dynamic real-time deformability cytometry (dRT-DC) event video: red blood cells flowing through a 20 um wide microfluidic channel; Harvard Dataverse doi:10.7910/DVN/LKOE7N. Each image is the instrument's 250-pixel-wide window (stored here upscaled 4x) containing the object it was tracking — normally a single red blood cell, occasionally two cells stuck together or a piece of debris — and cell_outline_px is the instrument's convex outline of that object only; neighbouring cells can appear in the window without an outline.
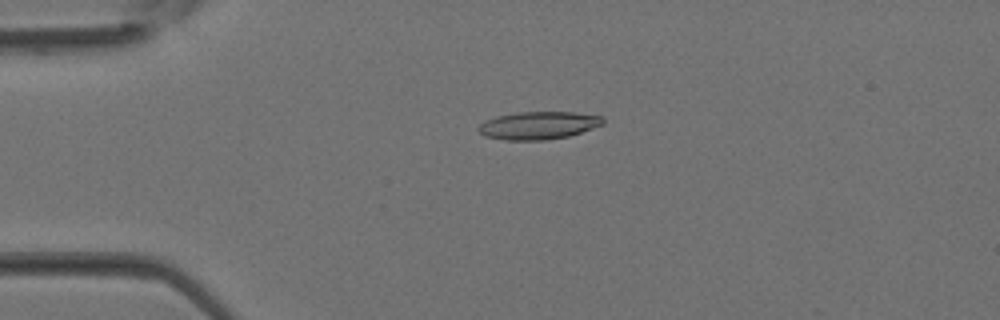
{"species": "Egyptian fruit bat (a non-hibernating species)", "species_latin": "Rousettus aegyptiacus", "temperature_condition": "room temperature", "stored_images_in_passage": 37, "camera_frame_rate_fps": 3000, "um_per_image_px": 0.085, "animal": {"sex": "female"}, "frame": {"image": 1, "passage_image": 9, "time_ms": 2.667, "image_size_px": [1000, 320], "cell_outline_px": [[604, 124], [568, 136], [544, 140], [504, 140], [484, 136], [476, 128], [480, 124], [496, 116], [516, 112], [572, 112], [604, 116]], "centroid_in_image_um": [45.76, 10.65], "position_along_channel_um": 39.2, "area_um2": 20.11}}
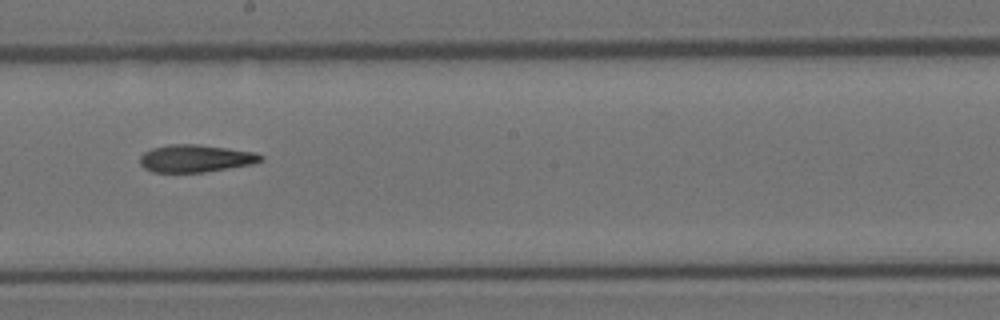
{"frame": {"image": 2, "passage_image": 21, "time_ms": 6.667, "image_size_px": [1000, 320], "cell_outline_px": [[264, 160], [252, 164], [204, 172], [152, 172], [144, 168], [140, 164], [140, 156], [144, 152], [152, 148], [168, 144], [200, 144], [256, 152], [264, 156]], "centroid_in_image_um": [16.63, 13.46], "position_along_channel_um": 231.6, "area_um2": 19.48}}
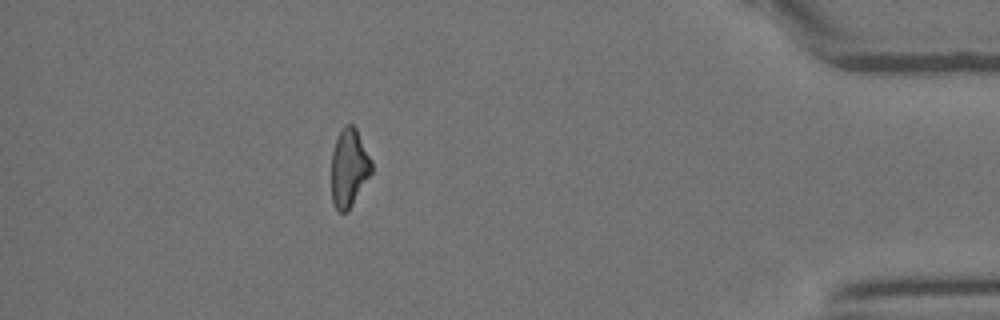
{"frame": {"image": 3, "passage_image": 33, "time_ms": 10.667, "image_size_px": [1000, 320], "cell_outline_px": [[372, 172], [348, 212], [340, 212], [332, 204], [332, 152], [336, 140], [344, 124], [352, 124], [356, 128], [372, 160]], "centroid_in_image_um": [29.67, 14.27], "position_along_channel_um": 405.5, "area_um2": 18.26}}